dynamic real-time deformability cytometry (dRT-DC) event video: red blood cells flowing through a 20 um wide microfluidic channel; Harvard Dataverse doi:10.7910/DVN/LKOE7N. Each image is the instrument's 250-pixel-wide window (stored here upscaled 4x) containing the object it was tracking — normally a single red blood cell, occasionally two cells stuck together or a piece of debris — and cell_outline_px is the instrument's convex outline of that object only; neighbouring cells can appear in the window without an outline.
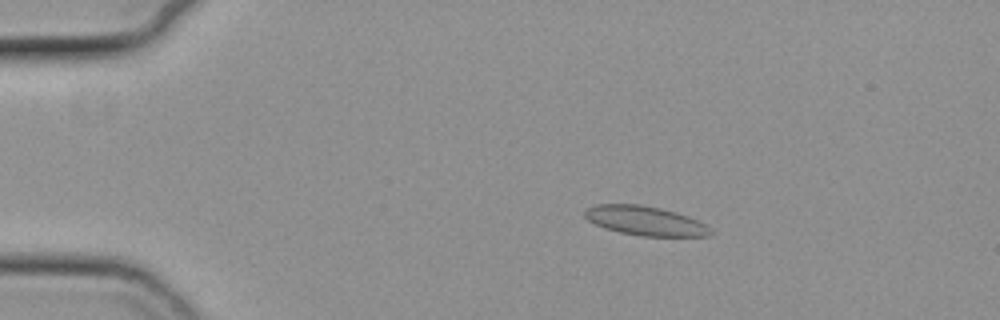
{"species": "common noctule bat (a hibernating species)", "species_latin": "Nyctalus noctula", "temperature_condition": "cold", "stored_images_in_passage": 56, "camera_frame_rate_fps": 3000, "um_per_image_px": 0.085, "animal": {"sex": "female", "body_mass_g": 19.3, "forearm_length_mm": 54.1}, "frame": {"image": 1, "passage_image": 11, "time_ms": 3.333, "image_size_px": [1000, 320], "cell_outline_px": [[712, 232], [708, 236], [640, 236], [620, 232], [604, 228], [588, 220], [584, 216], [584, 212], [588, 208], [596, 204], [640, 204], [660, 208], [676, 212], [688, 216], [712, 228]], "centroid_in_image_um": [54.84, 18.76], "position_along_channel_um": 30.2, "area_um2": 21.39}}
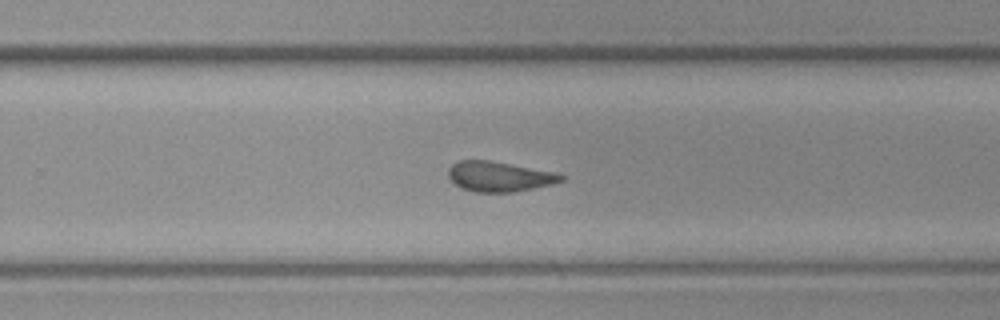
{"frame": {"image": 2, "passage_image": 37, "time_ms": 12.0, "image_size_px": [1000, 320], "cell_outline_px": [[564, 180], [552, 184], [512, 192], [472, 192], [460, 188], [448, 176], [448, 168], [452, 164], [460, 160], [488, 160], [552, 172], [564, 176]], "centroid_in_image_um": [42.37, 15.01], "position_along_channel_um": 287.4, "area_um2": 19.48}}
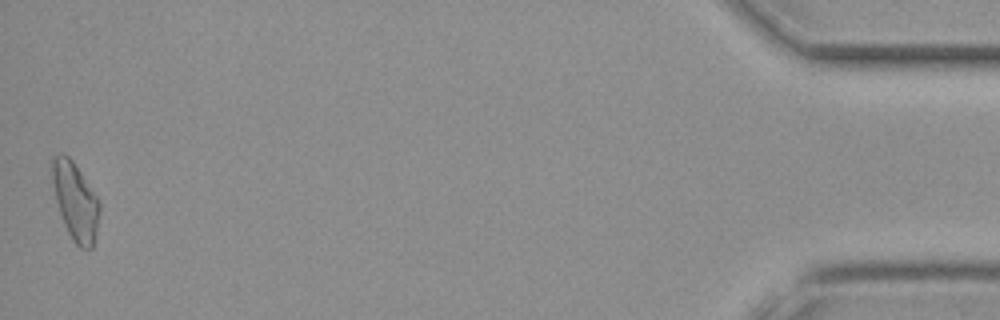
{"frame": {"image": 3, "passage_image": 56, "time_ms": 18.333, "image_size_px": [1000, 320], "cell_outline_px": [[100, 212], [92, 248], [80, 248], [72, 240], [64, 224], [56, 200], [52, 180], [52, 156], [60, 152], [68, 156], [72, 160], [100, 200]], "centroid_in_image_um": [6.41, 17.08], "position_along_channel_um": 428.8, "area_um2": 21.27}, "authors_computed_cell_mechanics": {"area_um2": 20.4323, "velocity_mm_per_s": 3.7251, "shape_relaxation_time_tau1_ms": 9.9725, "shape_relaxation_time_tau2_ms": 2.344, "deformation_change_tau1": 0.1703, "deformation_change_tau2": 0.0971}}